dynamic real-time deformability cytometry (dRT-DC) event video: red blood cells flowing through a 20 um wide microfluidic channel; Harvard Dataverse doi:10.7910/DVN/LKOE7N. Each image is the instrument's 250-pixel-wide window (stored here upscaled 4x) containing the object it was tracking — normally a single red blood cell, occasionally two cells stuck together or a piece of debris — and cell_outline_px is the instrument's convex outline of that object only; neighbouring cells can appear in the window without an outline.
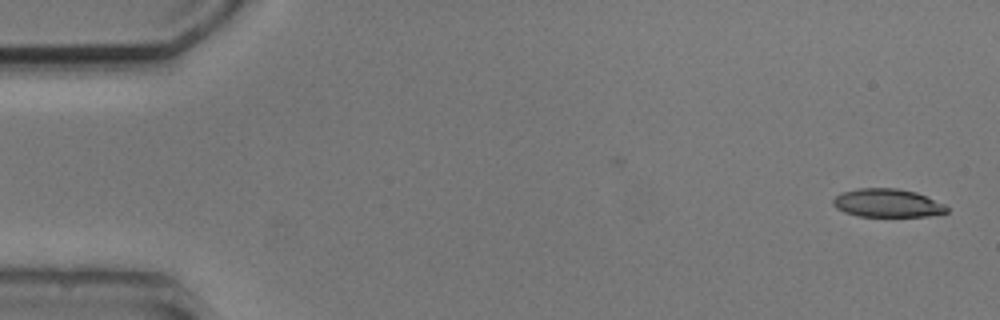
{"species": "common noctule bat (a hibernating species)", "species_latin": "Nyctalus noctula", "temperature_condition": "cold", "stored_images_in_passage": 2, "camera_frame_rate_fps": 3000, "um_per_image_px": 0.085, "animal": {"sex": "male", "body_mass_g": 20.5, "forearm_length_mm": 52.5}, "frame": {"image": 1, "passage_image": 2, "time_ms": 1.333, "image_size_px": [1000, 320], "cell_outline_px": [[948, 212], [928, 216], [860, 216], [844, 212], [836, 208], [832, 204], [832, 200], [840, 192], [856, 188], [896, 188], [916, 192], [944, 204], [948, 208]], "centroid_in_image_um": [75.39, 17.25], "position_along_channel_um": 9.6, "area_um2": 18.79}}